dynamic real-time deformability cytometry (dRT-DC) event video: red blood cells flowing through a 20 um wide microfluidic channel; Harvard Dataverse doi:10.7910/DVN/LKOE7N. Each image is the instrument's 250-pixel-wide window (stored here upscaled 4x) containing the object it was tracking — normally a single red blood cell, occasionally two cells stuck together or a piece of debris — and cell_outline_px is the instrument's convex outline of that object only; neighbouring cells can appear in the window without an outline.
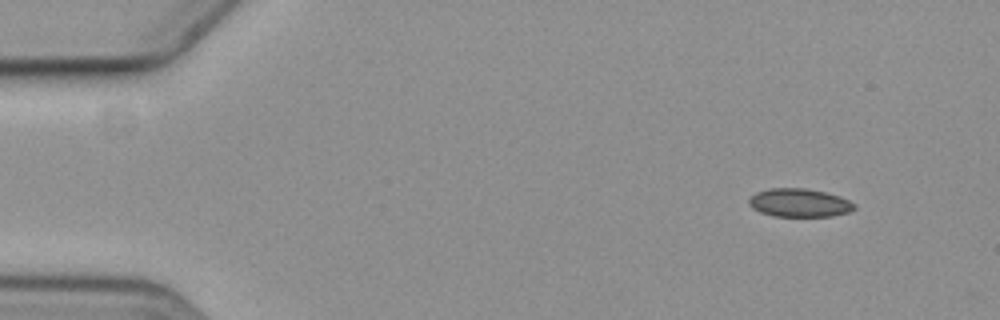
{"species": "common noctule bat (a hibernating species)", "species_latin": "Nyctalus noctula", "temperature_condition": "cold", "stored_images_in_passage": 5, "camera_frame_rate_fps": 3000, "um_per_image_px": 0.085, "animal": {"sex": "female", "body_mass_g": 19.3, "forearm_length_mm": 54.1}, "frame": {"image": 1, "passage_image": 1, "time_ms": 0.0, "image_size_px": [1000, 320], "cell_outline_px": [[856, 208], [848, 212], [832, 216], [772, 216], [760, 212], [748, 200], [756, 192], [768, 188], [808, 188], [840, 196], [856, 204]], "centroid_in_image_um": [67.99, 17.23], "position_along_channel_um": 17.0, "area_um2": 17.28}}
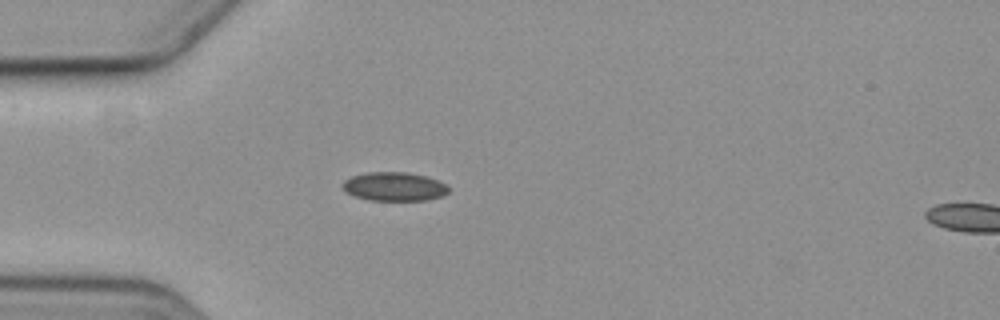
{"frame": {"image": 2, "passage_image": 4, "time_ms": 3.667, "image_size_px": [1000, 320], "cell_outline_px": [[448, 192], [444, 196], [428, 200], [368, 200], [356, 196], [348, 192], [340, 184], [344, 180], [352, 176], [368, 172], [408, 172], [440, 180], [448, 188]], "centroid_in_image_um": [33.53, 15.85], "position_along_channel_um": 51.5, "area_um2": 17.74}}